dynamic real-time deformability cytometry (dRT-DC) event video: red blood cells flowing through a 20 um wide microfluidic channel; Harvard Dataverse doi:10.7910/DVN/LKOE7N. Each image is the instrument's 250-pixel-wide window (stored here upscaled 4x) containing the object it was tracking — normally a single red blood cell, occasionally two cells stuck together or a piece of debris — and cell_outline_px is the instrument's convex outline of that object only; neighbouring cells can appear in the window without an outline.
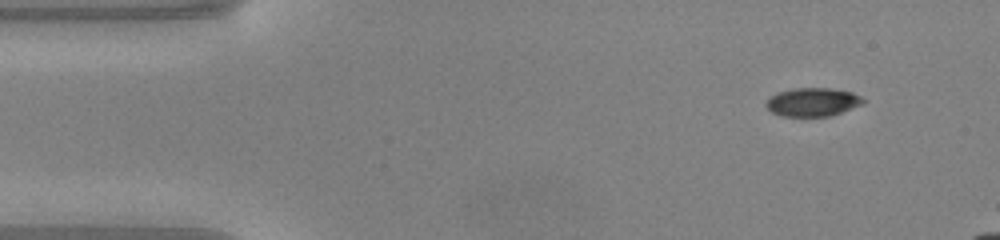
{"species": "common noctule bat (a hibernating species)", "species_latin": "Nyctalus noctula", "temperature_condition": "warm", "stored_images_in_passage": 10, "camera_frame_rate_fps": 3000, "um_per_image_px": 0.085, "animal": {"sex": "male", "body_mass_g": 20.0, "forearm_length_mm": 53.3}, "frame": {"image": 1, "passage_image": 1, "time_ms": 0.0, "image_size_px": [1000, 240], "cell_outline_px": [[864, 104], [828, 116], [780, 116], [772, 112], [764, 104], [772, 96], [780, 92], [796, 88], [828, 88], [852, 92], [860, 96], [864, 100]], "centroid_in_image_um": [69.08, 8.68], "position_along_channel_um": 15.9, "area_um2": 15.84}}